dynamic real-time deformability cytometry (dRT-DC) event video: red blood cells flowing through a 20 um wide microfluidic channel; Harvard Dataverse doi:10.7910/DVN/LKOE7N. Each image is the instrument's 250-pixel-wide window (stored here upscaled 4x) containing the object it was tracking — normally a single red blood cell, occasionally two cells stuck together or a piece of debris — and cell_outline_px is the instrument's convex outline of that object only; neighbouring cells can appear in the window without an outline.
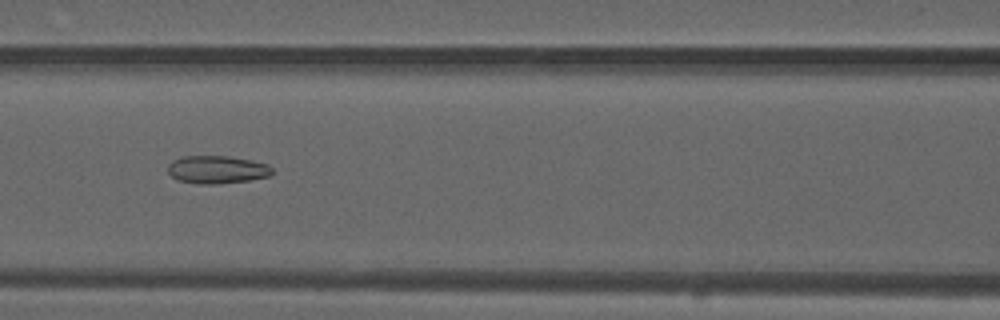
{"species": "common noctule bat (a hibernating species)", "species_latin": "Nyctalus noctula", "temperature_condition": "warm", "stored_images_in_passage": 44, "camera_frame_rate_fps": 3000, "um_per_image_px": 0.085, "animal": {"sex": "male", "forearm_length_mm": 52.5}, "frame": {"image": 1, "passage_image": 20, "time_ms": 6.333, "image_size_px": [1000, 320], "cell_outline_px": [[272, 176], [248, 180], [216, 184], [196, 184], [176, 180], [168, 172], [168, 164], [172, 160], [184, 156], [228, 156], [252, 160], [268, 164], [272, 168]], "centroid_in_image_um": [18.44, 14.42], "position_along_channel_um": 148.2, "area_um2": 17.11}}
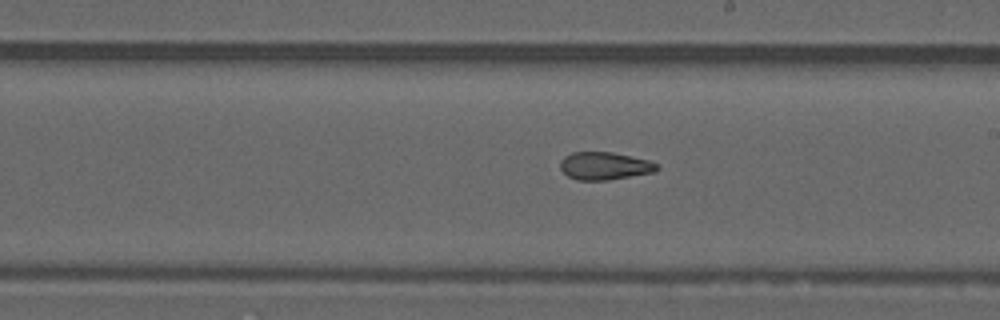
{"frame": {"image": 2, "passage_image": 27, "time_ms": 8.667, "image_size_px": [1000, 320], "cell_outline_px": [[660, 168], [656, 172], [608, 180], [576, 180], [568, 176], [560, 168], [560, 160], [564, 156], [572, 152], [612, 152], [648, 160], [656, 164]], "centroid_in_image_um": [51.38, 14.1], "position_along_channel_um": 237.6, "area_um2": 15.66}}
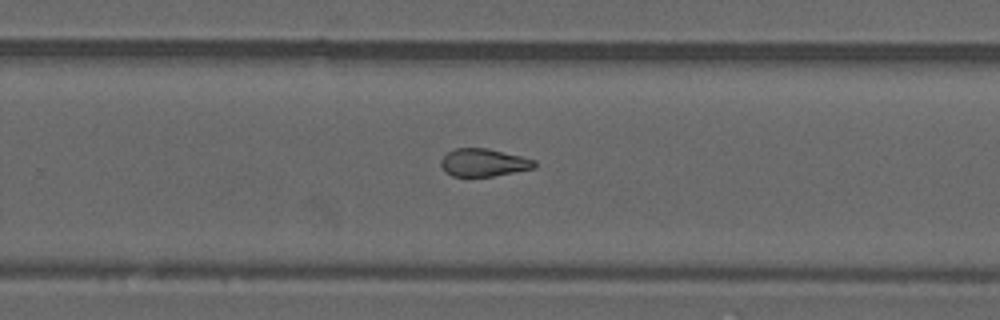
{"frame": {"image": 3, "passage_image": 31, "time_ms": 10.0, "image_size_px": [1000, 320], "cell_outline_px": [[536, 168], [492, 176], [452, 176], [444, 172], [440, 164], [440, 160], [448, 152], [456, 148], [488, 148], [536, 160]], "centroid_in_image_um": [41.1, 13.82], "position_along_channel_um": 288.7, "area_um2": 15.14}}